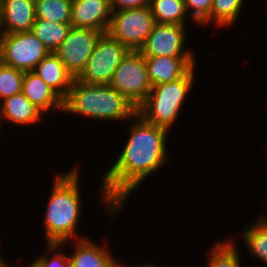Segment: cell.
<instances>
[{
	"instance_id": "5",
	"label": "cell",
	"mask_w": 267,
	"mask_h": 267,
	"mask_svg": "<svg viewBox=\"0 0 267 267\" xmlns=\"http://www.w3.org/2000/svg\"><path fill=\"white\" fill-rule=\"evenodd\" d=\"M130 51L108 33H103L77 80L85 84L109 85L116 68Z\"/></svg>"
},
{
	"instance_id": "15",
	"label": "cell",
	"mask_w": 267,
	"mask_h": 267,
	"mask_svg": "<svg viewBox=\"0 0 267 267\" xmlns=\"http://www.w3.org/2000/svg\"><path fill=\"white\" fill-rule=\"evenodd\" d=\"M43 116V112L33 105L22 92L0 100V130L2 120L28 126L41 122Z\"/></svg>"
},
{
	"instance_id": "12",
	"label": "cell",
	"mask_w": 267,
	"mask_h": 267,
	"mask_svg": "<svg viewBox=\"0 0 267 267\" xmlns=\"http://www.w3.org/2000/svg\"><path fill=\"white\" fill-rule=\"evenodd\" d=\"M3 34L31 31L36 20L35 0H0Z\"/></svg>"
},
{
	"instance_id": "30",
	"label": "cell",
	"mask_w": 267,
	"mask_h": 267,
	"mask_svg": "<svg viewBox=\"0 0 267 267\" xmlns=\"http://www.w3.org/2000/svg\"><path fill=\"white\" fill-rule=\"evenodd\" d=\"M28 267H41V266L39 265V263L36 260H34V261H32L31 264H29Z\"/></svg>"
},
{
	"instance_id": "1",
	"label": "cell",
	"mask_w": 267,
	"mask_h": 267,
	"mask_svg": "<svg viewBox=\"0 0 267 267\" xmlns=\"http://www.w3.org/2000/svg\"><path fill=\"white\" fill-rule=\"evenodd\" d=\"M133 119L126 145L100 181L98 194L113 216L147 176L158 171L168 160L166 138L169 130L146 122L137 113Z\"/></svg>"
},
{
	"instance_id": "14",
	"label": "cell",
	"mask_w": 267,
	"mask_h": 267,
	"mask_svg": "<svg viewBox=\"0 0 267 267\" xmlns=\"http://www.w3.org/2000/svg\"><path fill=\"white\" fill-rule=\"evenodd\" d=\"M23 95L43 113L63 110V99L35 72L26 71L22 81Z\"/></svg>"
},
{
	"instance_id": "22",
	"label": "cell",
	"mask_w": 267,
	"mask_h": 267,
	"mask_svg": "<svg viewBox=\"0 0 267 267\" xmlns=\"http://www.w3.org/2000/svg\"><path fill=\"white\" fill-rule=\"evenodd\" d=\"M36 19L71 24L72 0H35Z\"/></svg>"
},
{
	"instance_id": "31",
	"label": "cell",
	"mask_w": 267,
	"mask_h": 267,
	"mask_svg": "<svg viewBox=\"0 0 267 267\" xmlns=\"http://www.w3.org/2000/svg\"><path fill=\"white\" fill-rule=\"evenodd\" d=\"M3 34L2 29H1V5H0V36Z\"/></svg>"
},
{
	"instance_id": "10",
	"label": "cell",
	"mask_w": 267,
	"mask_h": 267,
	"mask_svg": "<svg viewBox=\"0 0 267 267\" xmlns=\"http://www.w3.org/2000/svg\"><path fill=\"white\" fill-rule=\"evenodd\" d=\"M185 30L182 25L155 23L139 52L144 57H194L191 50L184 48Z\"/></svg>"
},
{
	"instance_id": "8",
	"label": "cell",
	"mask_w": 267,
	"mask_h": 267,
	"mask_svg": "<svg viewBox=\"0 0 267 267\" xmlns=\"http://www.w3.org/2000/svg\"><path fill=\"white\" fill-rule=\"evenodd\" d=\"M154 24L150 7L112 11L107 33L131 51H139Z\"/></svg>"
},
{
	"instance_id": "26",
	"label": "cell",
	"mask_w": 267,
	"mask_h": 267,
	"mask_svg": "<svg viewBox=\"0 0 267 267\" xmlns=\"http://www.w3.org/2000/svg\"><path fill=\"white\" fill-rule=\"evenodd\" d=\"M39 257V258H38ZM35 258L41 267H71L69 255L65 253L56 252L53 257L41 255Z\"/></svg>"
},
{
	"instance_id": "11",
	"label": "cell",
	"mask_w": 267,
	"mask_h": 267,
	"mask_svg": "<svg viewBox=\"0 0 267 267\" xmlns=\"http://www.w3.org/2000/svg\"><path fill=\"white\" fill-rule=\"evenodd\" d=\"M111 16L110 0H72V27L107 33Z\"/></svg>"
},
{
	"instance_id": "3",
	"label": "cell",
	"mask_w": 267,
	"mask_h": 267,
	"mask_svg": "<svg viewBox=\"0 0 267 267\" xmlns=\"http://www.w3.org/2000/svg\"><path fill=\"white\" fill-rule=\"evenodd\" d=\"M97 121H130L137 108L110 85L73 81L63 99V110Z\"/></svg>"
},
{
	"instance_id": "2",
	"label": "cell",
	"mask_w": 267,
	"mask_h": 267,
	"mask_svg": "<svg viewBox=\"0 0 267 267\" xmlns=\"http://www.w3.org/2000/svg\"><path fill=\"white\" fill-rule=\"evenodd\" d=\"M78 168L58 173L53 179L51 194L43 216L46 248L50 254L56 252L58 248H63L66 241L69 243V240L85 238V236L79 237L81 234L76 233L82 214Z\"/></svg>"
},
{
	"instance_id": "23",
	"label": "cell",
	"mask_w": 267,
	"mask_h": 267,
	"mask_svg": "<svg viewBox=\"0 0 267 267\" xmlns=\"http://www.w3.org/2000/svg\"><path fill=\"white\" fill-rule=\"evenodd\" d=\"M231 239L218 241L207 254L206 267H240V254Z\"/></svg>"
},
{
	"instance_id": "6",
	"label": "cell",
	"mask_w": 267,
	"mask_h": 267,
	"mask_svg": "<svg viewBox=\"0 0 267 267\" xmlns=\"http://www.w3.org/2000/svg\"><path fill=\"white\" fill-rule=\"evenodd\" d=\"M109 85L138 108L152 88L145 57L139 51H130L116 68Z\"/></svg>"
},
{
	"instance_id": "17",
	"label": "cell",
	"mask_w": 267,
	"mask_h": 267,
	"mask_svg": "<svg viewBox=\"0 0 267 267\" xmlns=\"http://www.w3.org/2000/svg\"><path fill=\"white\" fill-rule=\"evenodd\" d=\"M33 72L42 78L62 99L67 96L75 80L54 52L49 53L34 68Z\"/></svg>"
},
{
	"instance_id": "9",
	"label": "cell",
	"mask_w": 267,
	"mask_h": 267,
	"mask_svg": "<svg viewBox=\"0 0 267 267\" xmlns=\"http://www.w3.org/2000/svg\"><path fill=\"white\" fill-rule=\"evenodd\" d=\"M102 34L103 32L91 28L71 27L67 38L54 52L74 79L85 69Z\"/></svg>"
},
{
	"instance_id": "27",
	"label": "cell",
	"mask_w": 267,
	"mask_h": 267,
	"mask_svg": "<svg viewBox=\"0 0 267 267\" xmlns=\"http://www.w3.org/2000/svg\"><path fill=\"white\" fill-rule=\"evenodd\" d=\"M150 0H110L112 11L149 7Z\"/></svg>"
},
{
	"instance_id": "18",
	"label": "cell",
	"mask_w": 267,
	"mask_h": 267,
	"mask_svg": "<svg viewBox=\"0 0 267 267\" xmlns=\"http://www.w3.org/2000/svg\"><path fill=\"white\" fill-rule=\"evenodd\" d=\"M71 24L36 19L31 32L45 45L49 52H55L67 38Z\"/></svg>"
},
{
	"instance_id": "21",
	"label": "cell",
	"mask_w": 267,
	"mask_h": 267,
	"mask_svg": "<svg viewBox=\"0 0 267 267\" xmlns=\"http://www.w3.org/2000/svg\"><path fill=\"white\" fill-rule=\"evenodd\" d=\"M243 4L244 0H213L210 17L201 26L214 22L217 28L231 27L237 22Z\"/></svg>"
},
{
	"instance_id": "16",
	"label": "cell",
	"mask_w": 267,
	"mask_h": 267,
	"mask_svg": "<svg viewBox=\"0 0 267 267\" xmlns=\"http://www.w3.org/2000/svg\"><path fill=\"white\" fill-rule=\"evenodd\" d=\"M73 254L70 256L71 267H116L117 261L107 250L88 238L74 240Z\"/></svg>"
},
{
	"instance_id": "4",
	"label": "cell",
	"mask_w": 267,
	"mask_h": 267,
	"mask_svg": "<svg viewBox=\"0 0 267 267\" xmlns=\"http://www.w3.org/2000/svg\"><path fill=\"white\" fill-rule=\"evenodd\" d=\"M195 71L194 66L176 81L152 86L145 101L137 108V114L150 124L170 130L178 119L185 99H188L195 81Z\"/></svg>"
},
{
	"instance_id": "29",
	"label": "cell",
	"mask_w": 267,
	"mask_h": 267,
	"mask_svg": "<svg viewBox=\"0 0 267 267\" xmlns=\"http://www.w3.org/2000/svg\"><path fill=\"white\" fill-rule=\"evenodd\" d=\"M4 259H5V257L0 258V267H10V265L7 264L6 260H4Z\"/></svg>"
},
{
	"instance_id": "7",
	"label": "cell",
	"mask_w": 267,
	"mask_h": 267,
	"mask_svg": "<svg viewBox=\"0 0 267 267\" xmlns=\"http://www.w3.org/2000/svg\"><path fill=\"white\" fill-rule=\"evenodd\" d=\"M49 53L31 31L0 36V62L24 72L33 71Z\"/></svg>"
},
{
	"instance_id": "28",
	"label": "cell",
	"mask_w": 267,
	"mask_h": 267,
	"mask_svg": "<svg viewBox=\"0 0 267 267\" xmlns=\"http://www.w3.org/2000/svg\"><path fill=\"white\" fill-rule=\"evenodd\" d=\"M116 267H128V266H126V264H124V263H120L119 261H117V265H116ZM134 267H156L155 265L153 266V264L152 265H150V264H146V265H139L138 264V266L137 265H135Z\"/></svg>"
},
{
	"instance_id": "13",
	"label": "cell",
	"mask_w": 267,
	"mask_h": 267,
	"mask_svg": "<svg viewBox=\"0 0 267 267\" xmlns=\"http://www.w3.org/2000/svg\"><path fill=\"white\" fill-rule=\"evenodd\" d=\"M195 57H145L152 86L169 83L185 76L194 66Z\"/></svg>"
},
{
	"instance_id": "20",
	"label": "cell",
	"mask_w": 267,
	"mask_h": 267,
	"mask_svg": "<svg viewBox=\"0 0 267 267\" xmlns=\"http://www.w3.org/2000/svg\"><path fill=\"white\" fill-rule=\"evenodd\" d=\"M258 219L243 230L241 238L249 255L251 253L267 264V217L260 216Z\"/></svg>"
},
{
	"instance_id": "25",
	"label": "cell",
	"mask_w": 267,
	"mask_h": 267,
	"mask_svg": "<svg viewBox=\"0 0 267 267\" xmlns=\"http://www.w3.org/2000/svg\"><path fill=\"white\" fill-rule=\"evenodd\" d=\"M187 14L200 26L210 17L213 0H184Z\"/></svg>"
},
{
	"instance_id": "19",
	"label": "cell",
	"mask_w": 267,
	"mask_h": 267,
	"mask_svg": "<svg viewBox=\"0 0 267 267\" xmlns=\"http://www.w3.org/2000/svg\"><path fill=\"white\" fill-rule=\"evenodd\" d=\"M149 7L155 23L187 25L184 0H150Z\"/></svg>"
},
{
	"instance_id": "24",
	"label": "cell",
	"mask_w": 267,
	"mask_h": 267,
	"mask_svg": "<svg viewBox=\"0 0 267 267\" xmlns=\"http://www.w3.org/2000/svg\"><path fill=\"white\" fill-rule=\"evenodd\" d=\"M25 72L0 62V99L4 100L22 92Z\"/></svg>"
}]
</instances>
